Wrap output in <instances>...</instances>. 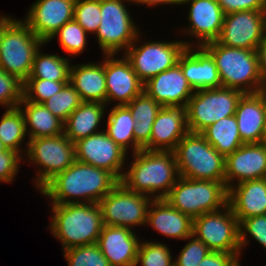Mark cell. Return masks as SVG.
<instances>
[{
    "label": "cell",
    "mask_w": 266,
    "mask_h": 266,
    "mask_svg": "<svg viewBox=\"0 0 266 266\" xmlns=\"http://www.w3.org/2000/svg\"><path fill=\"white\" fill-rule=\"evenodd\" d=\"M119 183L112 172L75 160L39 192L49 197L51 204L99 203Z\"/></svg>",
    "instance_id": "6da1fadb"
},
{
    "label": "cell",
    "mask_w": 266,
    "mask_h": 266,
    "mask_svg": "<svg viewBox=\"0 0 266 266\" xmlns=\"http://www.w3.org/2000/svg\"><path fill=\"white\" fill-rule=\"evenodd\" d=\"M132 155L120 182L130 191L164 198L180 177L174 151L141 149Z\"/></svg>",
    "instance_id": "7a4b0ae2"
},
{
    "label": "cell",
    "mask_w": 266,
    "mask_h": 266,
    "mask_svg": "<svg viewBox=\"0 0 266 266\" xmlns=\"http://www.w3.org/2000/svg\"><path fill=\"white\" fill-rule=\"evenodd\" d=\"M51 210L49 228L63 251L97 243L104 226L99 203L52 204Z\"/></svg>",
    "instance_id": "3957f363"
},
{
    "label": "cell",
    "mask_w": 266,
    "mask_h": 266,
    "mask_svg": "<svg viewBox=\"0 0 266 266\" xmlns=\"http://www.w3.org/2000/svg\"><path fill=\"white\" fill-rule=\"evenodd\" d=\"M213 57L222 87L243 93L266 90V77L262 74L255 50L228 47L217 40L203 45Z\"/></svg>",
    "instance_id": "277c9868"
},
{
    "label": "cell",
    "mask_w": 266,
    "mask_h": 266,
    "mask_svg": "<svg viewBox=\"0 0 266 266\" xmlns=\"http://www.w3.org/2000/svg\"><path fill=\"white\" fill-rule=\"evenodd\" d=\"M44 44L23 20L10 17L2 25L0 35V68L24 83L36 52Z\"/></svg>",
    "instance_id": "5b68a950"
},
{
    "label": "cell",
    "mask_w": 266,
    "mask_h": 266,
    "mask_svg": "<svg viewBox=\"0 0 266 266\" xmlns=\"http://www.w3.org/2000/svg\"><path fill=\"white\" fill-rule=\"evenodd\" d=\"M174 153L181 177L225 181V157L200 133L188 132L179 141Z\"/></svg>",
    "instance_id": "8992f818"
},
{
    "label": "cell",
    "mask_w": 266,
    "mask_h": 266,
    "mask_svg": "<svg viewBox=\"0 0 266 266\" xmlns=\"http://www.w3.org/2000/svg\"><path fill=\"white\" fill-rule=\"evenodd\" d=\"M227 198L225 181L193 180L180 176L163 199L193 220L222 209L227 205Z\"/></svg>",
    "instance_id": "52a82bcc"
},
{
    "label": "cell",
    "mask_w": 266,
    "mask_h": 266,
    "mask_svg": "<svg viewBox=\"0 0 266 266\" xmlns=\"http://www.w3.org/2000/svg\"><path fill=\"white\" fill-rule=\"evenodd\" d=\"M243 94L242 91L226 87L195 90L186 105L189 132L201 133L218 120L235 115Z\"/></svg>",
    "instance_id": "ba28073f"
},
{
    "label": "cell",
    "mask_w": 266,
    "mask_h": 266,
    "mask_svg": "<svg viewBox=\"0 0 266 266\" xmlns=\"http://www.w3.org/2000/svg\"><path fill=\"white\" fill-rule=\"evenodd\" d=\"M26 145L25 154L28 162L40 167L34 179L39 191L75 161V143H72L64 133L53 137L30 139Z\"/></svg>",
    "instance_id": "9c48e42d"
},
{
    "label": "cell",
    "mask_w": 266,
    "mask_h": 266,
    "mask_svg": "<svg viewBox=\"0 0 266 266\" xmlns=\"http://www.w3.org/2000/svg\"><path fill=\"white\" fill-rule=\"evenodd\" d=\"M131 0H100L101 21L95 35L105 54L124 53L140 33L127 6Z\"/></svg>",
    "instance_id": "30bf717a"
},
{
    "label": "cell",
    "mask_w": 266,
    "mask_h": 266,
    "mask_svg": "<svg viewBox=\"0 0 266 266\" xmlns=\"http://www.w3.org/2000/svg\"><path fill=\"white\" fill-rule=\"evenodd\" d=\"M139 33L135 41L124 52V56L130 61L134 72L145 83L157 74L166 71L178 63L181 53L187 46H193L188 40L173 41H146L139 43Z\"/></svg>",
    "instance_id": "8fae6325"
},
{
    "label": "cell",
    "mask_w": 266,
    "mask_h": 266,
    "mask_svg": "<svg viewBox=\"0 0 266 266\" xmlns=\"http://www.w3.org/2000/svg\"><path fill=\"white\" fill-rule=\"evenodd\" d=\"M192 234L211 251L241 254L239 221L228 204L194 218Z\"/></svg>",
    "instance_id": "7c38bea8"
},
{
    "label": "cell",
    "mask_w": 266,
    "mask_h": 266,
    "mask_svg": "<svg viewBox=\"0 0 266 266\" xmlns=\"http://www.w3.org/2000/svg\"><path fill=\"white\" fill-rule=\"evenodd\" d=\"M153 198L128 190L121 182L99 202L103 224L116 227L146 225L147 211ZM132 227V228H131Z\"/></svg>",
    "instance_id": "4fadbf2b"
},
{
    "label": "cell",
    "mask_w": 266,
    "mask_h": 266,
    "mask_svg": "<svg viewBox=\"0 0 266 266\" xmlns=\"http://www.w3.org/2000/svg\"><path fill=\"white\" fill-rule=\"evenodd\" d=\"M128 153L104 131L75 142V160L112 172L119 180L124 174Z\"/></svg>",
    "instance_id": "5bb4252c"
},
{
    "label": "cell",
    "mask_w": 266,
    "mask_h": 266,
    "mask_svg": "<svg viewBox=\"0 0 266 266\" xmlns=\"http://www.w3.org/2000/svg\"><path fill=\"white\" fill-rule=\"evenodd\" d=\"M265 36V10L239 11L226 14L217 39L228 47L256 50Z\"/></svg>",
    "instance_id": "9a60e30c"
},
{
    "label": "cell",
    "mask_w": 266,
    "mask_h": 266,
    "mask_svg": "<svg viewBox=\"0 0 266 266\" xmlns=\"http://www.w3.org/2000/svg\"><path fill=\"white\" fill-rule=\"evenodd\" d=\"M105 54L104 72L106 79V104L116 101L117 106L129 104L143 92L144 83L134 72L130 61L122 55Z\"/></svg>",
    "instance_id": "2e32d148"
},
{
    "label": "cell",
    "mask_w": 266,
    "mask_h": 266,
    "mask_svg": "<svg viewBox=\"0 0 266 266\" xmlns=\"http://www.w3.org/2000/svg\"><path fill=\"white\" fill-rule=\"evenodd\" d=\"M76 0H36L23 20L45 43L65 23L73 20Z\"/></svg>",
    "instance_id": "e0dca14e"
},
{
    "label": "cell",
    "mask_w": 266,
    "mask_h": 266,
    "mask_svg": "<svg viewBox=\"0 0 266 266\" xmlns=\"http://www.w3.org/2000/svg\"><path fill=\"white\" fill-rule=\"evenodd\" d=\"M184 5H190L188 13V27L181 29L184 34L192 35L196 39L194 46L216 41L222 31L225 14L217 0H184ZM199 42V43H198Z\"/></svg>",
    "instance_id": "ac0fdd59"
},
{
    "label": "cell",
    "mask_w": 266,
    "mask_h": 266,
    "mask_svg": "<svg viewBox=\"0 0 266 266\" xmlns=\"http://www.w3.org/2000/svg\"><path fill=\"white\" fill-rule=\"evenodd\" d=\"M266 177V145L242 144L225 157V186ZM237 181H236V180ZM234 181V182H233Z\"/></svg>",
    "instance_id": "d6986e66"
},
{
    "label": "cell",
    "mask_w": 266,
    "mask_h": 266,
    "mask_svg": "<svg viewBox=\"0 0 266 266\" xmlns=\"http://www.w3.org/2000/svg\"><path fill=\"white\" fill-rule=\"evenodd\" d=\"M188 132L186 106H163L152 125L150 140L142 149L174 151Z\"/></svg>",
    "instance_id": "ffe728a7"
},
{
    "label": "cell",
    "mask_w": 266,
    "mask_h": 266,
    "mask_svg": "<svg viewBox=\"0 0 266 266\" xmlns=\"http://www.w3.org/2000/svg\"><path fill=\"white\" fill-rule=\"evenodd\" d=\"M143 91L162 107L186 106L194 93L183 75L179 63L147 80L144 83Z\"/></svg>",
    "instance_id": "44dd1931"
},
{
    "label": "cell",
    "mask_w": 266,
    "mask_h": 266,
    "mask_svg": "<svg viewBox=\"0 0 266 266\" xmlns=\"http://www.w3.org/2000/svg\"><path fill=\"white\" fill-rule=\"evenodd\" d=\"M140 241L132 229L104 225L97 244L110 266H135Z\"/></svg>",
    "instance_id": "7402d4cb"
},
{
    "label": "cell",
    "mask_w": 266,
    "mask_h": 266,
    "mask_svg": "<svg viewBox=\"0 0 266 266\" xmlns=\"http://www.w3.org/2000/svg\"><path fill=\"white\" fill-rule=\"evenodd\" d=\"M187 46L181 53L178 63L192 89L222 87L216 63L203 46Z\"/></svg>",
    "instance_id": "603a6c76"
},
{
    "label": "cell",
    "mask_w": 266,
    "mask_h": 266,
    "mask_svg": "<svg viewBox=\"0 0 266 266\" xmlns=\"http://www.w3.org/2000/svg\"><path fill=\"white\" fill-rule=\"evenodd\" d=\"M227 204L239 223L244 218L266 215V177L229 187Z\"/></svg>",
    "instance_id": "cb8c5ba5"
},
{
    "label": "cell",
    "mask_w": 266,
    "mask_h": 266,
    "mask_svg": "<svg viewBox=\"0 0 266 266\" xmlns=\"http://www.w3.org/2000/svg\"><path fill=\"white\" fill-rule=\"evenodd\" d=\"M266 115V90L244 93L238 101L235 117L244 144L260 143Z\"/></svg>",
    "instance_id": "d4e9b609"
},
{
    "label": "cell",
    "mask_w": 266,
    "mask_h": 266,
    "mask_svg": "<svg viewBox=\"0 0 266 266\" xmlns=\"http://www.w3.org/2000/svg\"><path fill=\"white\" fill-rule=\"evenodd\" d=\"M167 238L186 240L192 235L193 220L173 208L165 199H153L147 211L146 226Z\"/></svg>",
    "instance_id": "484cf974"
},
{
    "label": "cell",
    "mask_w": 266,
    "mask_h": 266,
    "mask_svg": "<svg viewBox=\"0 0 266 266\" xmlns=\"http://www.w3.org/2000/svg\"><path fill=\"white\" fill-rule=\"evenodd\" d=\"M70 83L79 93L82 102H99L106 104V79L104 60L85 64L72 65Z\"/></svg>",
    "instance_id": "4316f807"
},
{
    "label": "cell",
    "mask_w": 266,
    "mask_h": 266,
    "mask_svg": "<svg viewBox=\"0 0 266 266\" xmlns=\"http://www.w3.org/2000/svg\"><path fill=\"white\" fill-rule=\"evenodd\" d=\"M107 104L99 102H82L64 122V134L72 141L101 132L99 124L105 116Z\"/></svg>",
    "instance_id": "83f0119b"
},
{
    "label": "cell",
    "mask_w": 266,
    "mask_h": 266,
    "mask_svg": "<svg viewBox=\"0 0 266 266\" xmlns=\"http://www.w3.org/2000/svg\"><path fill=\"white\" fill-rule=\"evenodd\" d=\"M18 107L23 113L29 140L64 133V122L54 116L43 103L27 101L23 97Z\"/></svg>",
    "instance_id": "f1b7e54d"
},
{
    "label": "cell",
    "mask_w": 266,
    "mask_h": 266,
    "mask_svg": "<svg viewBox=\"0 0 266 266\" xmlns=\"http://www.w3.org/2000/svg\"><path fill=\"white\" fill-rule=\"evenodd\" d=\"M106 129L104 131L108 136L122 149L129 153L128 149L136 153L142 148L135 142L134 128L135 120L131 111L126 105L113 106L107 114Z\"/></svg>",
    "instance_id": "f546056e"
},
{
    "label": "cell",
    "mask_w": 266,
    "mask_h": 266,
    "mask_svg": "<svg viewBox=\"0 0 266 266\" xmlns=\"http://www.w3.org/2000/svg\"><path fill=\"white\" fill-rule=\"evenodd\" d=\"M135 122V142L143 148L150 140L152 125L162 106L144 91L126 105Z\"/></svg>",
    "instance_id": "4dcf8cb0"
},
{
    "label": "cell",
    "mask_w": 266,
    "mask_h": 266,
    "mask_svg": "<svg viewBox=\"0 0 266 266\" xmlns=\"http://www.w3.org/2000/svg\"><path fill=\"white\" fill-rule=\"evenodd\" d=\"M200 134L224 157L244 144L240 138L235 115L218 120Z\"/></svg>",
    "instance_id": "1f68e13d"
},
{
    "label": "cell",
    "mask_w": 266,
    "mask_h": 266,
    "mask_svg": "<svg viewBox=\"0 0 266 266\" xmlns=\"http://www.w3.org/2000/svg\"><path fill=\"white\" fill-rule=\"evenodd\" d=\"M40 51L41 49L35 54L32 70L28 78L70 81V59L57 54H44Z\"/></svg>",
    "instance_id": "d6a6232c"
},
{
    "label": "cell",
    "mask_w": 266,
    "mask_h": 266,
    "mask_svg": "<svg viewBox=\"0 0 266 266\" xmlns=\"http://www.w3.org/2000/svg\"><path fill=\"white\" fill-rule=\"evenodd\" d=\"M25 120L19 107L5 110L0 119V140L2 144L11 150L19 152L22 156L26 153L25 148L20 149L22 142L27 136ZM23 152V153H22Z\"/></svg>",
    "instance_id": "836d02e7"
},
{
    "label": "cell",
    "mask_w": 266,
    "mask_h": 266,
    "mask_svg": "<svg viewBox=\"0 0 266 266\" xmlns=\"http://www.w3.org/2000/svg\"><path fill=\"white\" fill-rule=\"evenodd\" d=\"M82 100L73 85L68 82L58 93L43 104L54 116L65 122L69 115L80 106Z\"/></svg>",
    "instance_id": "e575fe53"
},
{
    "label": "cell",
    "mask_w": 266,
    "mask_h": 266,
    "mask_svg": "<svg viewBox=\"0 0 266 266\" xmlns=\"http://www.w3.org/2000/svg\"><path fill=\"white\" fill-rule=\"evenodd\" d=\"M87 36V32L73 19L56 31L46 44L58 37L61 48L71 56H75L86 50Z\"/></svg>",
    "instance_id": "d590c367"
},
{
    "label": "cell",
    "mask_w": 266,
    "mask_h": 266,
    "mask_svg": "<svg viewBox=\"0 0 266 266\" xmlns=\"http://www.w3.org/2000/svg\"><path fill=\"white\" fill-rule=\"evenodd\" d=\"M171 251L165 243L140 241L135 266H174Z\"/></svg>",
    "instance_id": "8d00e7d4"
},
{
    "label": "cell",
    "mask_w": 266,
    "mask_h": 266,
    "mask_svg": "<svg viewBox=\"0 0 266 266\" xmlns=\"http://www.w3.org/2000/svg\"><path fill=\"white\" fill-rule=\"evenodd\" d=\"M63 255L68 266H110L97 243L64 250Z\"/></svg>",
    "instance_id": "74e56055"
},
{
    "label": "cell",
    "mask_w": 266,
    "mask_h": 266,
    "mask_svg": "<svg viewBox=\"0 0 266 266\" xmlns=\"http://www.w3.org/2000/svg\"><path fill=\"white\" fill-rule=\"evenodd\" d=\"M70 81H51L39 78H27L23 83V97L27 101L44 103L55 93L61 91Z\"/></svg>",
    "instance_id": "f35d334b"
},
{
    "label": "cell",
    "mask_w": 266,
    "mask_h": 266,
    "mask_svg": "<svg viewBox=\"0 0 266 266\" xmlns=\"http://www.w3.org/2000/svg\"><path fill=\"white\" fill-rule=\"evenodd\" d=\"M73 19L88 34H95L101 21L100 0H76Z\"/></svg>",
    "instance_id": "ab89813d"
},
{
    "label": "cell",
    "mask_w": 266,
    "mask_h": 266,
    "mask_svg": "<svg viewBox=\"0 0 266 266\" xmlns=\"http://www.w3.org/2000/svg\"><path fill=\"white\" fill-rule=\"evenodd\" d=\"M23 98V83L0 68V105L16 108Z\"/></svg>",
    "instance_id": "60d3db41"
},
{
    "label": "cell",
    "mask_w": 266,
    "mask_h": 266,
    "mask_svg": "<svg viewBox=\"0 0 266 266\" xmlns=\"http://www.w3.org/2000/svg\"><path fill=\"white\" fill-rule=\"evenodd\" d=\"M239 232L241 253L242 250L248 245V235L253 237L257 243L266 249V215L244 218L239 223Z\"/></svg>",
    "instance_id": "b9f144b4"
},
{
    "label": "cell",
    "mask_w": 266,
    "mask_h": 266,
    "mask_svg": "<svg viewBox=\"0 0 266 266\" xmlns=\"http://www.w3.org/2000/svg\"><path fill=\"white\" fill-rule=\"evenodd\" d=\"M187 244L182 248L174 266H198L199 263L211 252V250L193 234L188 237ZM190 241V242H189Z\"/></svg>",
    "instance_id": "7bdbcfd3"
},
{
    "label": "cell",
    "mask_w": 266,
    "mask_h": 266,
    "mask_svg": "<svg viewBox=\"0 0 266 266\" xmlns=\"http://www.w3.org/2000/svg\"><path fill=\"white\" fill-rule=\"evenodd\" d=\"M17 151L5 149L0 152V182L11 183L19 172L20 163L25 160Z\"/></svg>",
    "instance_id": "ee69618b"
},
{
    "label": "cell",
    "mask_w": 266,
    "mask_h": 266,
    "mask_svg": "<svg viewBox=\"0 0 266 266\" xmlns=\"http://www.w3.org/2000/svg\"><path fill=\"white\" fill-rule=\"evenodd\" d=\"M224 14L249 10H266V0H217Z\"/></svg>",
    "instance_id": "f6af8a7d"
},
{
    "label": "cell",
    "mask_w": 266,
    "mask_h": 266,
    "mask_svg": "<svg viewBox=\"0 0 266 266\" xmlns=\"http://www.w3.org/2000/svg\"><path fill=\"white\" fill-rule=\"evenodd\" d=\"M241 254L211 251L198 266H233Z\"/></svg>",
    "instance_id": "bcb514c9"
},
{
    "label": "cell",
    "mask_w": 266,
    "mask_h": 266,
    "mask_svg": "<svg viewBox=\"0 0 266 266\" xmlns=\"http://www.w3.org/2000/svg\"><path fill=\"white\" fill-rule=\"evenodd\" d=\"M256 54L262 74L266 77V35L256 47Z\"/></svg>",
    "instance_id": "7dc6e473"
},
{
    "label": "cell",
    "mask_w": 266,
    "mask_h": 266,
    "mask_svg": "<svg viewBox=\"0 0 266 266\" xmlns=\"http://www.w3.org/2000/svg\"><path fill=\"white\" fill-rule=\"evenodd\" d=\"M183 1L184 0H131V4L133 3V4H139V5H143V4H145L146 6H150V8L151 7H153V6H157V5H160L161 6V4L162 5H183Z\"/></svg>",
    "instance_id": "c3c4849f"
},
{
    "label": "cell",
    "mask_w": 266,
    "mask_h": 266,
    "mask_svg": "<svg viewBox=\"0 0 266 266\" xmlns=\"http://www.w3.org/2000/svg\"><path fill=\"white\" fill-rule=\"evenodd\" d=\"M260 143L266 145V115H265V120H264V124H263V131H262V137H261Z\"/></svg>",
    "instance_id": "681fc988"
},
{
    "label": "cell",
    "mask_w": 266,
    "mask_h": 266,
    "mask_svg": "<svg viewBox=\"0 0 266 266\" xmlns=\"http://www.w3.org/2000/svg\"><path fill=\"white\" fill-rule=\"evenodd\" d=\"M10 18V16L0 15V35L2 30V25Z\"/></svg>",
    "instance_id": "f907efd6"
},
{
    "label": "cell",
    "mask_w": 266,
    "mask_h": 266,
    "mask_svg": "<svg viewBox=\"0 0 266 266\" xmlns=\"http://www.w3.org/2000/svg\"><path fill=\"white\" fill-rule=\"evenodd\" d=\"M6 149V147L2 144L1 140H0V152L4 151Z\"/></svg>",
    "instance_id": "816d5d0a"
},
{
    "label": "cell",
    "mask_w": 266,
    "mask_h": 266,
    "mask_svg": "<svg viewBox=\"0 0 266 266\" xmlns=\"http://www.w3.org/2000/svg\"><path fill=\"white\" fill-rule=\"evenodd\" d=\"M239 261L240 260H238L233 266H241Z\"/></svg>",
    "instance_id": "f5cc1de1"
},
{
    "label": "cell",
    "mask_w": 266,
    "mask_h": 266,
    "mask_svg": "<svg viewBox=\"0 0 266 266\" xmlns=\"http://www.w3.org/2000/svg\"><path fill=\"white\" fill-rule=\"evenodd\" d=\"M265 35H266V10H265Z\"/></svg>",
    "instance_id": "db71d44e"
}]
</instances>
